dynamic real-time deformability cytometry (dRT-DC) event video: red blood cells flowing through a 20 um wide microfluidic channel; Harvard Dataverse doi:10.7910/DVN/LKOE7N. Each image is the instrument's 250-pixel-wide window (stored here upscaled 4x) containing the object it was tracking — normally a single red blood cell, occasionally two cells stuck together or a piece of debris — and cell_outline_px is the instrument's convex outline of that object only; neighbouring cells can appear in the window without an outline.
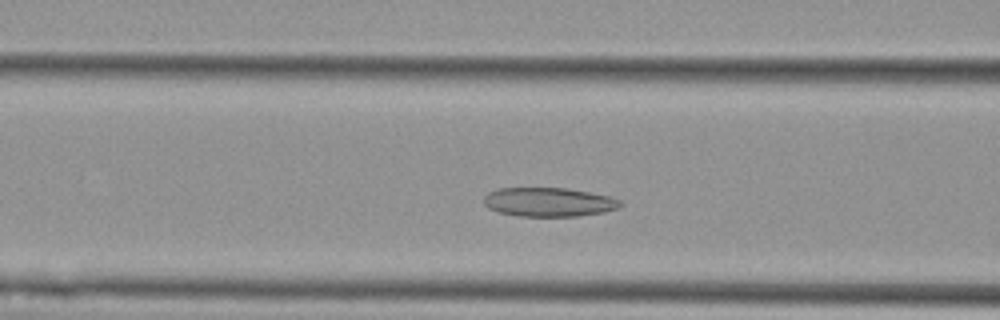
{"species": "Egyptian fruit bat (a non-hibernating species)", "species_latin": "Rousettus aegyptiacus", "temperature_condition": "cold", "stored_images_in_passage": 28, "camera_frame_rate_fps": 3000, "um_per_image_px": 0.085, "animal": {"sex": "female"}, "frame": {"image": 1, "passage_image": 13, "time_ms": 4.0, "image_size_px": [1000, 320], "cell_outline_px": [[624, 204], [616, 208], [604, 212], [576, 216], [516, 216], [496, 212], [488, 208], [484, 204], [484, 196], [488, 192], [496, 188], [564, 188], [588, 192], [608, 196], [620, 200]], "centroid_in_image_um": [46.59, 17.18], "position_along_channel_um": 120.0, "area_um2": 23.12}}
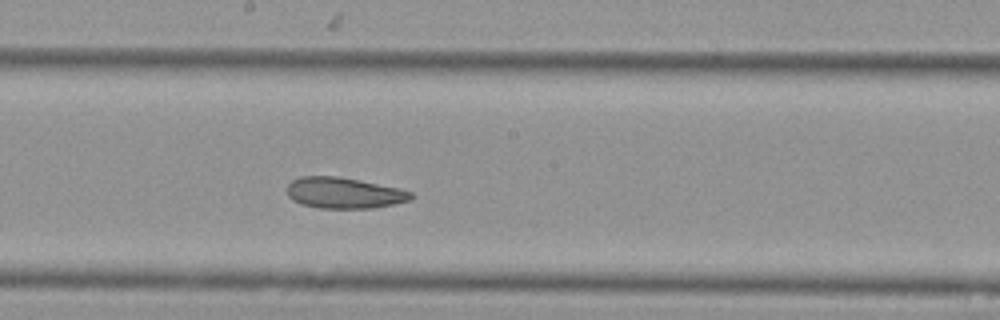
{"frame": {"image": 2, "passage_image": 21, "time_ms": 6.667, "image_size_px": [1000, 320], "cell_outline_px": [[412, 196], [408, 200], [392, 204], [372, 208], [320, 208], [300, 204], [292, 200], [288, 196], [288, 184], [292, 180], [300, 176], [340, 176], [400, 188], [412, 192]], "centroid_in_image_um": [29.2, 16.39], "position_along_channel_um": 219.0, "area_um2": 22.37}}
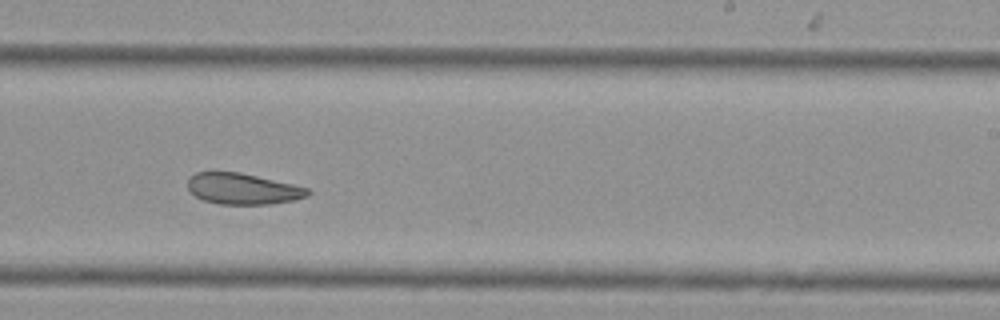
{"frame": {"image": 3, "passage_image": 25, "time_ms": 8.0, "image_size_px": [1000, 320], "cell_outline_px": [[312, 192], [308, 196], [292, 200], [268, 204], [220, 204], [204, 200], [196, 196], [188, 188], [188, 180], [196, 172], [240, 172], [292, 184], [308, 188]], "centroid_in_image_um": [20.65, 16.05], "position_along_channel_um": 268.4, "area_um2": 21.44}}